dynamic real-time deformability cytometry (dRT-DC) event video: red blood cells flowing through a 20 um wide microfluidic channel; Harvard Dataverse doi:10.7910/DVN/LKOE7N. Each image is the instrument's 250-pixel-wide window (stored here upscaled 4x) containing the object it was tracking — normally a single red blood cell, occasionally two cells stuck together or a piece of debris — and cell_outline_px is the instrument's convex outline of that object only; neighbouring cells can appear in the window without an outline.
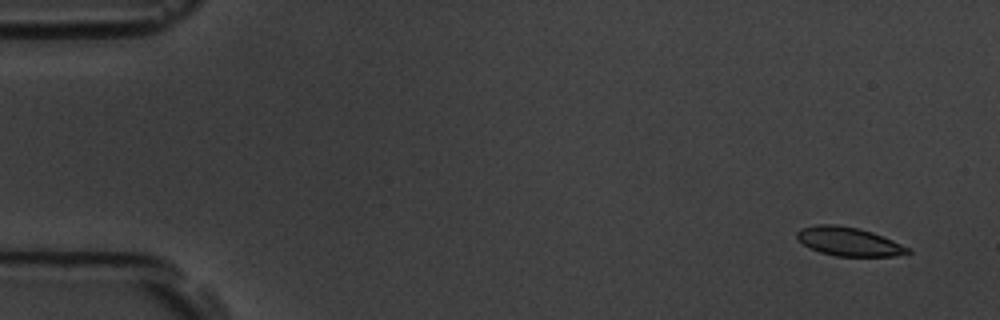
{"species": "common noctule bat (a hibernating species)", "species_latin": "Nyctalus noctula", "temperature_condition": "room temperature", "stored_images_in_passage": 4, "camera_frame_rate_fps": 3000, "um_per_image_px": 0.085, "animal": {"sex": "male", "body_mass_g": 19.5, "forearm_length_mm": 54.6}, "frame": {"image": 1, "passage_image": 1, "time_ms": 0.0, "image_size_px": [1000, 320], "cell_outline_px": [[912, 252], [892, 256], [836, 256], [820, 252], [808, 248], [796, 236], [796, 232], [800, 228], [816, 224], [836, 224], [860, 228], [872, 232], [912, 248]], "centroid_in_image_um": [72.14, 20.52], "position_along_channel_um": 12.9, "area_um2": 18.67}}
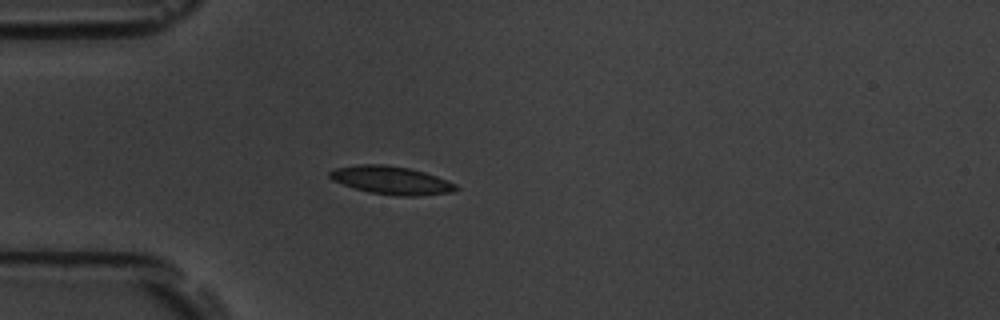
{"frame": {"image": 2, "passage_image": 4, "time_ms": 4.333, "image_size_px": [1000, 320], "cell_outline_px": [[460, 188], [452, 192], [420, 196], [396, 196], [368, 192], [332, 180], [328, 176], [328, 172], [336, 168], [360, 164], [384, 164], [408, 168], [424, 172], [436, 176], [456, 184]], "centroid_in_image_um": [33.27, 15.33], "position_along_channel_um": 51.7, "area_um2": 20.63}}